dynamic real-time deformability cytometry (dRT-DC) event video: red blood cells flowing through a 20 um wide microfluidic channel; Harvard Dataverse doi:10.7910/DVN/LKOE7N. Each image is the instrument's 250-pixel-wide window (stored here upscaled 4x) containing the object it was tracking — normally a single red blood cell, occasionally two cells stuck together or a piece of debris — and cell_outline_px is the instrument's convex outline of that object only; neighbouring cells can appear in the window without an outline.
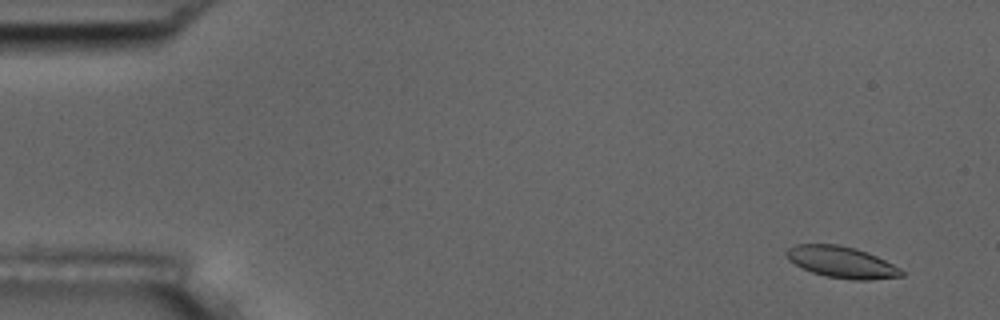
{"species": "common noctule bat (a hibernating species)", "species_latin": "Nyctalus noctula", "temperature_condition": "room temperature", "stored_images_in_passage": 5, "segment_of_instrument_passage": [1, 2], "camera_frame_rate_fps": 3000, "um_per_image_px": 0.085, "animal": {"sex": "male", "body_mass_g": 17.5, "forearm_length_mm": 52.3}, "frame": {"image": 1, "passage_image": 1, "time_ms": 0.0, "image_size_px": [1000, 320], "cell_outline_px": [[904, 276], [868, 280], [852, 280], [824, 276], [812, 272], [788, 260], [784, 252], [788, 248], [796, 244], [836, 244], [856, 248], [868, 252], [900, 268], [904, 272]], "centroid_in_image_um": [71.53, 22.28], "position_along_channel_um": 13.5, "area_um2": 21.1}}
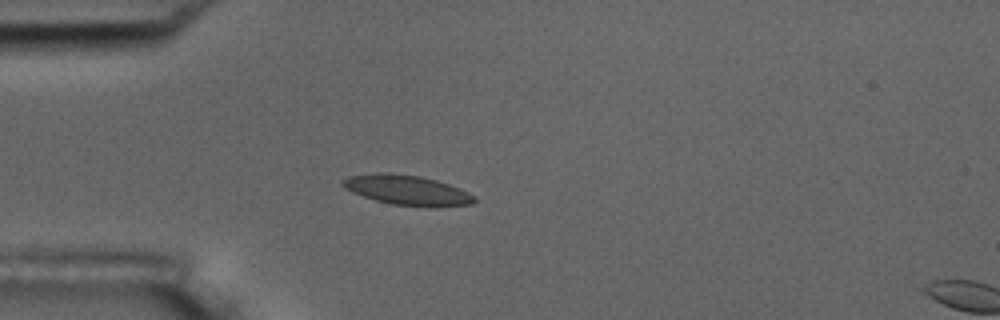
{"frame": {"image": 2, "passage_image": 4, "time_ms": 4.0, "image_size_px": [1000, 320], "cell_outline_px": [[476, 200], [472, 204], [436, 208], [428, 208], [392, 204], [376, 200], [352, 192], [344, 188], [340, 184], [340, 180], [348, 176], [376, 172], [392, 172], [420, 176], [436, 180], [460, 188], [476, 196]], "centroid_in_image_um": [34.61, 16.16], "position_along_channel_um": 50.4, "area_um2": 23.47}}